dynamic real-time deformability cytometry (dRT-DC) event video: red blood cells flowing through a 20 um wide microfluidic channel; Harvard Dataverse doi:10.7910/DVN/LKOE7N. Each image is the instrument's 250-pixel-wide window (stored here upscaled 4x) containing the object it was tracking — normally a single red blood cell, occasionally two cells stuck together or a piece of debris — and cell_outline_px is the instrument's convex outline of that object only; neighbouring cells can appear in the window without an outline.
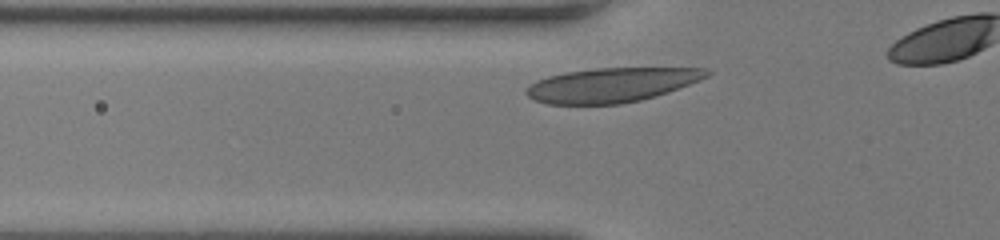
{"species": "human", "species_latin": "Homo sapiens", "temperature_condition": "room temperature", "stored_images_in_passage": 16, "camera_frame_rate_fps": 3000, "um_per_image_px": 0.085, "donor": {"sex": "female"}, "frame": {"image": 1, "passage_image": 3, "time_ms": 0.667, "image_size_px": [1000, 240], "cell_outline_px": [[712, 72], [708, 76], [700, 80], [656, 96], [640, 100], [620, 104], [548, 104], [536, 100], [528, 96], [524, 92], [536, 80], [548, 76], [568, 72], [596, 68], [704, 68]], "centroid_in_image_um": [52.0, 7.22], "position_along_channel_um": 73.8, "area_um2": 35.84}}
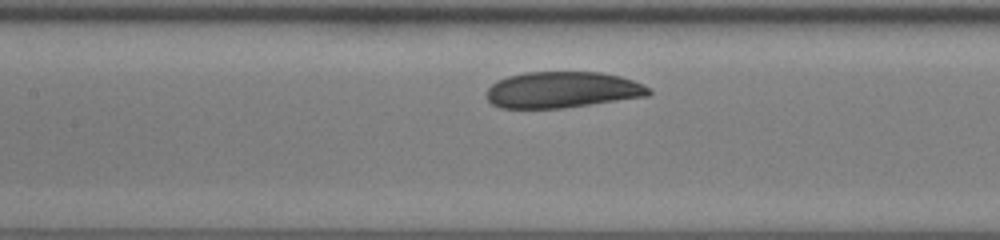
{"frame": {"image": 2, "passage_image": 10, "time_ms": 3.0, "image_size_px": [1000, 240], "cell_outline_px": [[652, 92], [648, 96], [564, 108], [500, 108], [492, 104], [488, 100], [488, 88], [492, 84], [508, 76], [524, 72], [600, 72], [620, 76], [632, 80], [648, 88]], "centroid_in_image_um": [47.79, 7.64], "position_along_channel_um": 159.6, "area_um2": 34.04}}
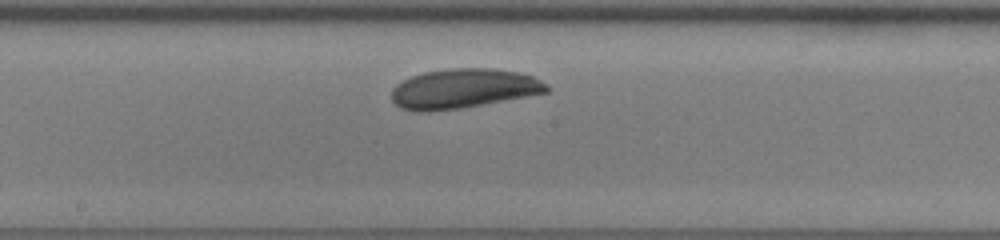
{"frame": {"image": 3, "passage_image": 14, "time_ms": 4.333, "image_size_px": [1000, 240], "cell_outline_px": [[548, 92], [528, 96], [460, 108], [428, 112], [416, 112], [400, 108], [392, 100], [392, 88], [396, 84], [412, 76], [424, 72], [448, 68], [492, 68], [520, 72], [532, 76], [540, 80], [548, 88]], "centroid_in_image_um": [39.35, 7.53], "position_along_channel_um": 208.8, "area_um2": 35.72}}